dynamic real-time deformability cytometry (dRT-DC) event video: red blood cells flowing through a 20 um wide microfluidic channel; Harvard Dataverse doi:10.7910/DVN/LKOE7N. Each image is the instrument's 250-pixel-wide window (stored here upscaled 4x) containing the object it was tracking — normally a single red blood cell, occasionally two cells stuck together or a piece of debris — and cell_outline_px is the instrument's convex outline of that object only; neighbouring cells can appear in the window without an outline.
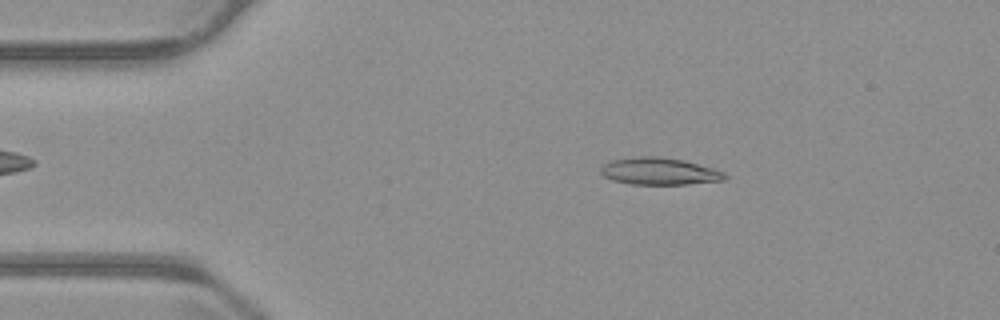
{"species": "common noctule bat (a hibernating species)", "species_latin": "Nyctalus noctula", "temperature_condition": "warm", "stored_images_in_passage": 54, "camera_frame_rate_fps": 3000, "um_per_image_px": 0.085, "animal": {"sex": "male", "body_mass_g": 23.1, "forearm_length_mm": 52.7}, "frame": {"image": 1, "passage_image": 9, "time_ms": 2.667, "image_size_px": [1000, 320], "cell_outline_px": [[728, 180], [688, 184], [632, 184], [612, 180], [604, 176], [600, 172], [600, 168], [604, 164], [612, 160], [640, 156], [660, 156], [684, 160], [712, 168], [724, 172], [728, 176]], "centroid_in_image_um": [56.07, 14.56], "position_along_channel_um": 28.9, "area_um2": 19.65}}
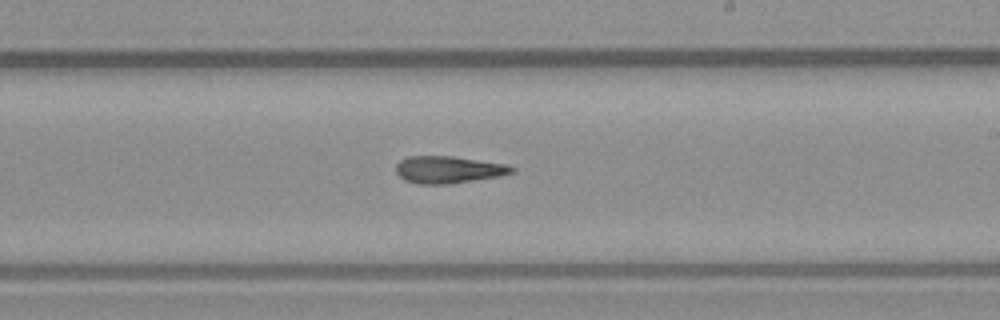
{"frame": {"image": 2, "passage_image": 31, "time_ms": 10.0, "image_size_px": [1000, 320], "cell_outline_px": [[516, 172], [500, 176], [448, 184], [416, 184], [404, 180], [396, 172], [396, 164], [400, 160], [408, 156], [452, 156], [504, 164], [516, 168]], "centroid_in_image_um": [38.1, 14.42], "position_along_channel_um": 250.9, "area_um2": 18.32}}
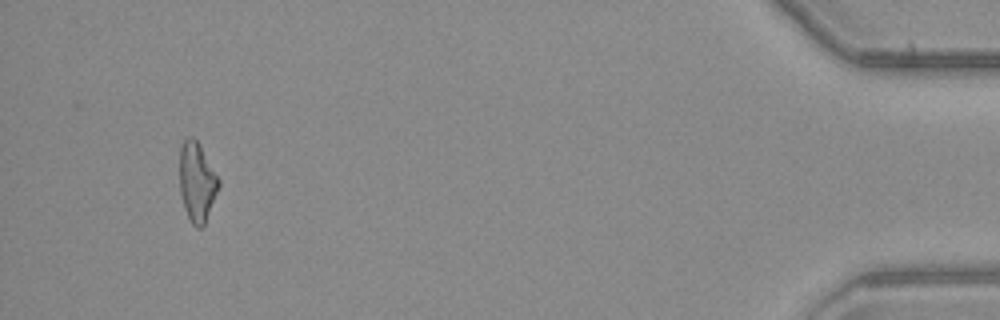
{"frame": {"image": 3, "passage_image": 51, "time_ms": 16.667, "image_size_px": [1000, 320], "cell_outline_px": [[220, 184], [204, 224], [200, 228], [196, 228], [192, 224], [184, 208], [180, 192], [180, 144], [188, 136], [192, 136], [196, 140], [220, 180]], "centroid_in_image_um": [16.72, 15.46], "position_along_channel_um": 418.5, "area_um2": 17.74}}